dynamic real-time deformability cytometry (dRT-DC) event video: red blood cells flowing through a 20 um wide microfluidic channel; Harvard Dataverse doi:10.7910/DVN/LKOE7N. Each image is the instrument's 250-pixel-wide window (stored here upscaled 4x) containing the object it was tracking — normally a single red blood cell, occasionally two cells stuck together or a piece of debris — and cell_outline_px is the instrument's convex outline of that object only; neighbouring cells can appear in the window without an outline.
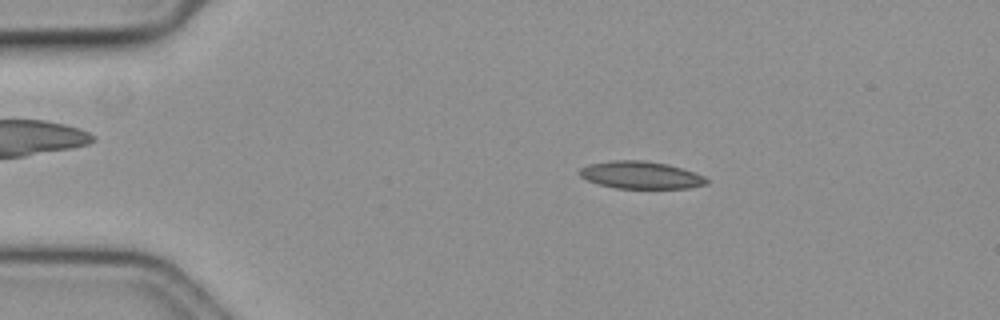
{"species": "common noctule bat (a hibernating species)", "species_latin": "Nyctalus noctula", "temperature_condition": "cold", "stored_images_in_passage": 56, "camera_frame_rate_fps": 3000, "um_per_image_px": 0.085, "animal": {"sex": "female", "body_mass_g": 19.3, "forearm_length_mm": 54.1}, "frame": {"image": 1, "passage_image": 10, "time_ms": 3.0, "image_size_px": [1000, 320], "cell_outline_px": [[708, 184], [688, 188], [616, 188], [600, 184], [588, 180], [580, 176], [580, 168], [588, 164], [612, 160], [640, 160], [668, 164], [704, 176], [708, 180]], "centroid_in_image_um": [54.46, 14.88], "position_along_channel_um": 30.5, "area_um2": 20.06}}
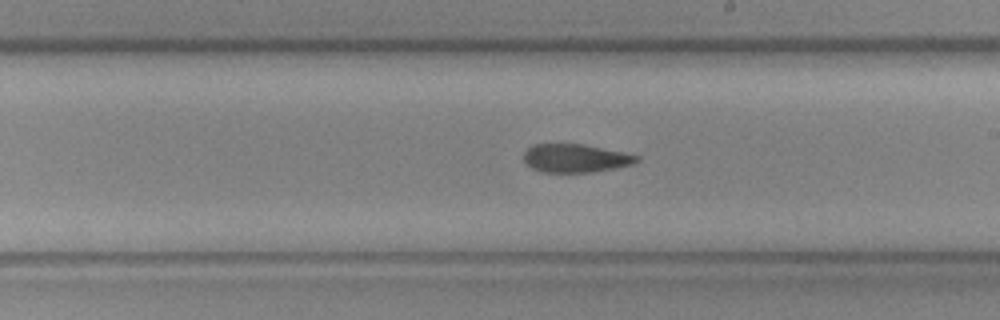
{"frame": {"image": 2, "passage_image": 32, "time_ms": 10.333, "image_size_px": [1000, 320], "cell_outline_px": [[640, 160], [636, 164], [616, 168], [592, 172], [540, 172], [532, 168], [524, 160], [524, 152], [532, 144], [584, 144], [624, 152], [640, 156]], "centroid_in_image_um": [48.96, 13.45], "position_along_channel_um": 240.0, "area_um2": 18.84}}
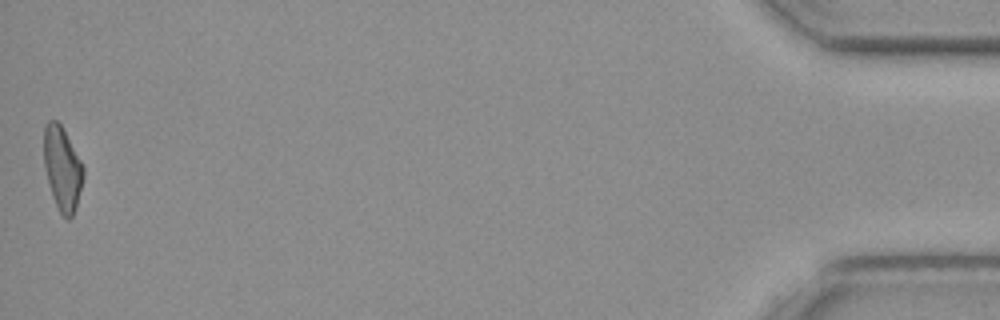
{"frame": {"image": 3, "passage_image": 56, "time_ms": 18.333, "image_size_px": [1000, 320], "cell_outline_px": [[84, 176], [76, 208], [72, 216], [68, 220], [60, 212], [52, 196], [44, 168], [44, 128], [48, 120], [56, 120], [60, 124], [80, 160], [84, 168]], "centroid_in_image_um": [5.29, 14.34], "position_along_channel_um": 429.9, "area_um2": 19.02}, "authors_computed_cell_mechanics": {"area_um2": 19.941, "velocity_mm_per_s": 3.6363, "shape_relaxation_time_tau1_ms": null, "shape_relaxation_time_tau2_ms": 6.498, "deformation_change_tau1": null, "deformation_change_tau2": 0.1367}}